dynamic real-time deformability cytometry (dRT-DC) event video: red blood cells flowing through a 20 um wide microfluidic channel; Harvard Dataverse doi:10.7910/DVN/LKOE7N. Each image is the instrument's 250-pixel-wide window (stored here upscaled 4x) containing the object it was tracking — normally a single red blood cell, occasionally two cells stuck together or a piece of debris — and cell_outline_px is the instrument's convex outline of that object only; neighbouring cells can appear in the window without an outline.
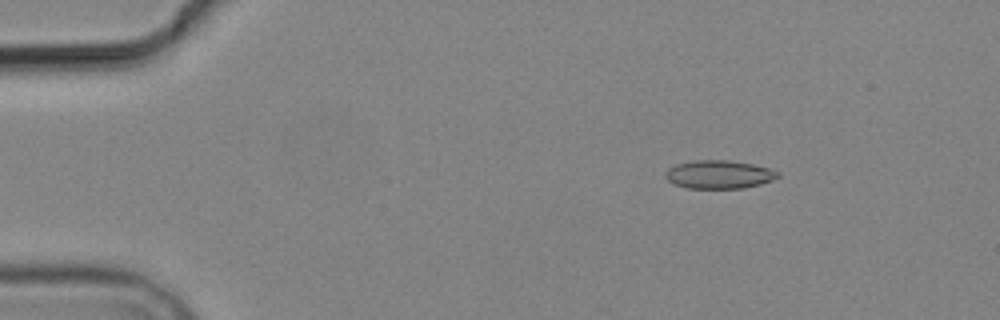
{"species": "common noctule bat (a hibernating species)", "species_latin": "Nyctalus noctula", "temperature_condition": "cold", "stored_images_in_passage": 4, "camera_frame_rate_fps": 3000, "um_per_image_px": 0.085, "animal": {"sex": "male", "body_mass_g": 19.2, "forearm_length_mm": 51.8}, "frame": {"image": 1, "passage_image": 3, "time_ms": 2.333, "image_size_px": [1000, 320], "cell_outline_px": [[780, 176], [772, 180], [760, 184], [744, 188], [688, 188], [676, 184], [668, 180], [664, 176], [664, 172], [668, 168], [676, 164], [696, 160], [728, 160], [752, 164], [768, 168], [780, 172]], "centroid_in_image_um": [61.11, 14.82], "position_along_channel_um": 23.9, "area_um2": 18.5}}